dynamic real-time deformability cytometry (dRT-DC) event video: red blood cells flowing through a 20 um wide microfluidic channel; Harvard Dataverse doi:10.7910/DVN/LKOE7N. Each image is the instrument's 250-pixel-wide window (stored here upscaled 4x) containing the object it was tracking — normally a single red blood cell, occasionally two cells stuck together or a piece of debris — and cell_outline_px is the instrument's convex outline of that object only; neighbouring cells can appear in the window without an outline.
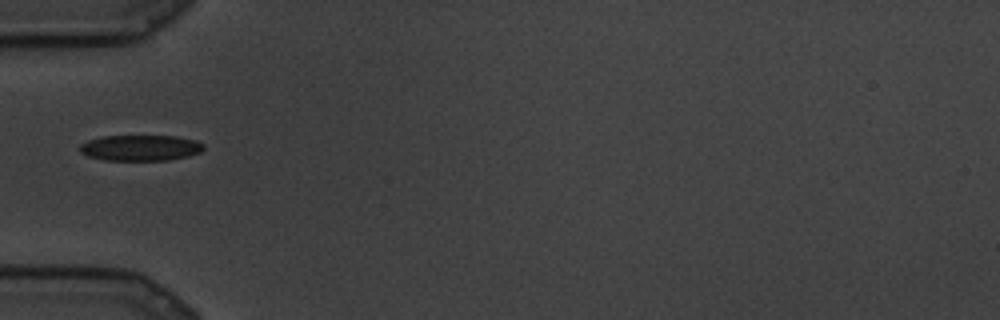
{"species": "common noctule bat (a hibernating species)", "species_latin": "Nyctalus noctula", "temperature_condition": "cold", "stored_images_in_passage": 55, "camera_frame_rate_fps": 3000, "um_per_image_px": 0.085, "animal": {"sex": "male", "body_mass_g": 19.5, "forearm_length_mm": 54.6}, "frame": {"image": 1, "passage_image": 1, "time_ms": 0.0, "image_size_px": [1000, 320], "cell_outline_px": [[204, 148], [200, 152], [188, 156], [168, 160], [104, 160], [88, 156], [80, 152], [80, 144], [88, 140], [100, 136], [176, 136], [196, 140], [204, 144]], "centroid_in_image_um": [11.94, 12.56], "position_along_channel_um": 73.1, "area_um2": 18.67}}
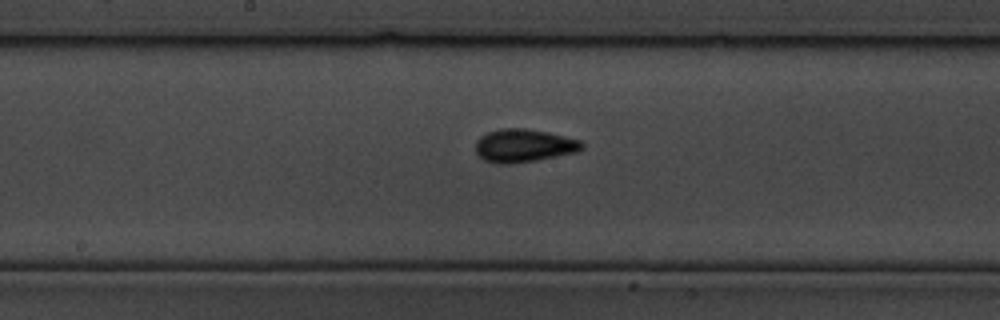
{"frame": {"image": 2, "passage_image": 18, "time_ms": 5.667, "image_size_px": [1000, 320], "cell_outline_px": [[584, 148], [576, 152], [536, 160], [512, 164], [496, 164], [484, 160], [476, 152], [476, 140], [480, 136], [488, 132], [500, 128], [524, 128], [564, 136], [580, 140], [584, 144]], "centroid_in_image_um": [44.5, 12.38], "position_along_channel_um": 203.7, "area_um2": 20.46}}
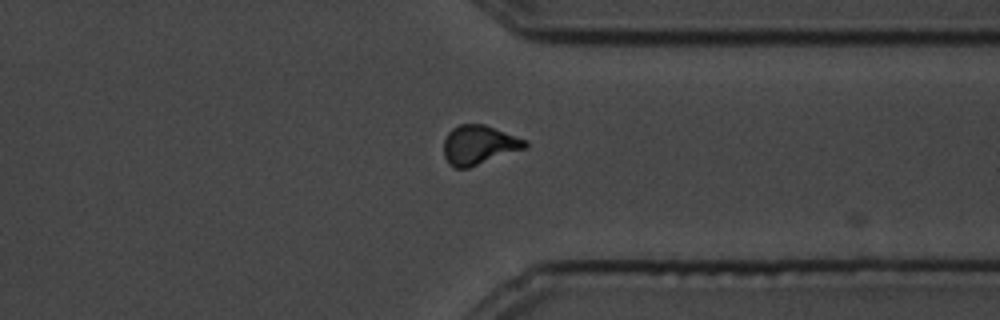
{"frame": {"image": 3, "passage_image": 40, "time_ms": 13.0, "image_size_px": [1000, 320], "cell_outline_px": [[528, 148], [468, 168], [456, 168], [448, 164], [444, 156], [444, 140], [448, 132], [452, 128], [460, 124], [484, 124], [528, 140]], "centroid_in_image_um": [40.73, 12.32], "position_along_channel_um": 370.7, "area_um2": 18.84}}